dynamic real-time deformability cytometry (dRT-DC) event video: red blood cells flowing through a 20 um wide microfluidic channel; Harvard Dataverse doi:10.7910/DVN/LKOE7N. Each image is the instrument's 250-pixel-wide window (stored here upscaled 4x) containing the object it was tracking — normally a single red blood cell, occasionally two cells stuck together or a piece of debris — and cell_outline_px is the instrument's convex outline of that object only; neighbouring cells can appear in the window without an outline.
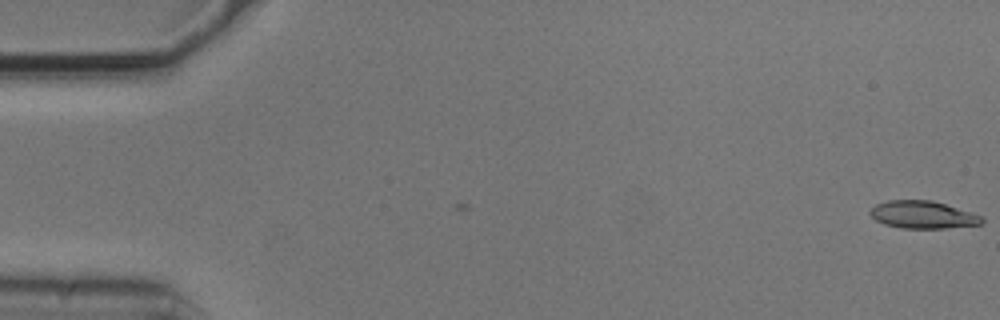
{"species": "common noctule bat (a hibernating species)", "species_latin": "Nyctalus noctula", "temperature_condition": "cold", "stored_images_in_passage": 55, "camera_frame_rate_fps": 3000, "um_per_image_px": 0.085, "animal": {"sex": "male", "body_mass_g": 20.5, "forearm_length_mm": 52.5}, "frame": {"image": 1, "passage_image": 1, "time_ms": 0.0, "image_size_px": [1000, 320], "cell_outline_px": [[984, 220], [980, 224], [944, 228], [900, 228], [884, 224], [876, 220], [868, 212], [876, 204], [888, 200], [932, 200], [980, 216]], "centroid_in_image_um": [78.37, 18.25], "position_along_channel_um": 6.6, "area_um2": 17.57}}
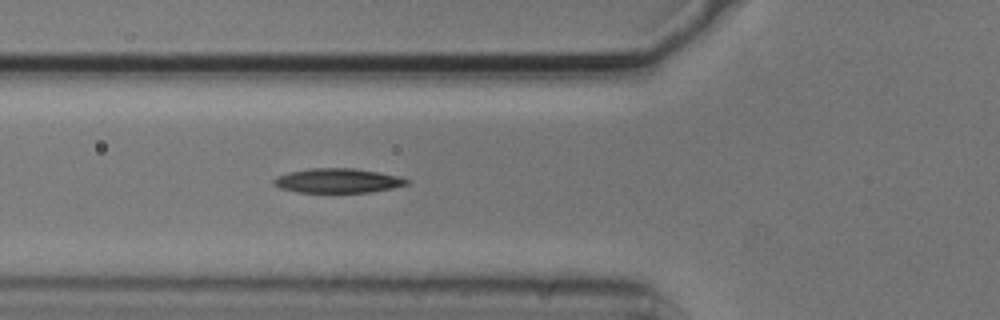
{"frame": {"image": 2, "passage_image": 20, "time_ms": 6.333, "image_size_px": [1000, 320], "cell_outline_px": [[412, 180], [408, 184], [392, 188], [372, 192], [296, 192], [280, 188], [272, 184], [272, 180], [276, 176], [288, 172], [312, 168], [352, 168], [376, 172], [396, 176]], "centroid_in_image_um": [28.66, 15.36], "position_along_channel_um": 97.1, "area_um2": 18.9}}
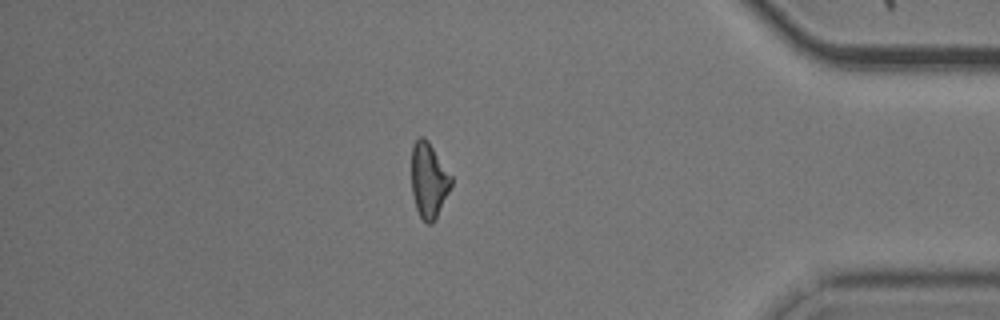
{"frame": {"image": 3, "passage_image": 47, "time_ms": 15.333, "image_size_px": [1000, 320], "cell_outline_px": [[452, 184], [432, 224], [428, 224], [420, 216], [416, 208], [412, 192], [412, 144], [420, 136], [424, 136], [428, 140], [452, 176]], "centroid_in_image_um": [36.44, 15.28], "position_along_channel_um": 398.8, "area_um2": 17.17}, "authors_computed_cell_mechanics": {"area_um2": 18.3226, "velocity_mm_per_s": 3.7258, "shape_relaxation_time_tau1_ms": 5.3117, "shape_relaxation_time_tau2_ms": null, "deformation_change_tau1": 0.1601, "deformation_change_tau2": null}}